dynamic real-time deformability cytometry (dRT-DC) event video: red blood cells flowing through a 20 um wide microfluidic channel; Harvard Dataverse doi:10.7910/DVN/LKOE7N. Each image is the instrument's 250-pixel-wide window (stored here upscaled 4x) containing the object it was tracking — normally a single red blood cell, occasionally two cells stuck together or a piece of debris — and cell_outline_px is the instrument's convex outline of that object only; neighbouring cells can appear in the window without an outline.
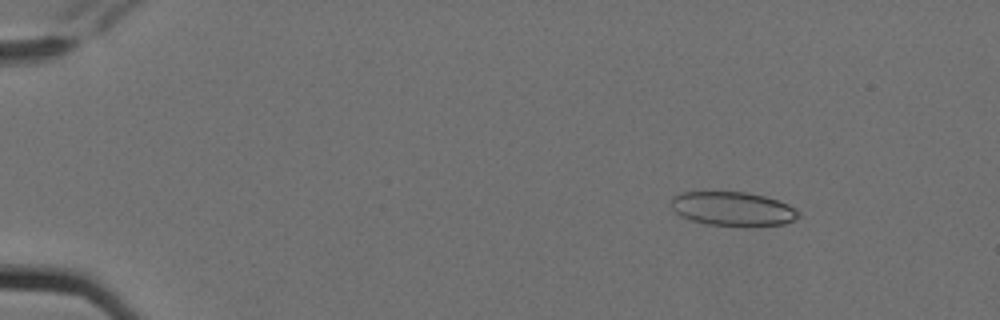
{"species": "Egyptian fruit bat (a non-hibernating species)", "species_latin": "Rousettus aegyptiacus", "temperature_condition": "cold", "stored_images_in_passage": 5, "camera_frame_rate_fps": 3000, "um_per_image_px": 0.085, "animal": {"sex": "female"}, "frame": {"image": 1, "passage_image": 2, "time_ms": 0.333, "image_size_px": [1000, 320], "cell_outline_px": [[800, 216], [796, 220], [784, 224], [752, 228], [744, 228], [704, 224], [680, 216], [672, 208], [672, 196], [684, 192], [744, 192], [764, 196], [788, 204], [800, 212]], "centroid_in_image_um": [62.34, 17.8], "position_along_channel_um": 22.7, "area_um2": 25.89}}